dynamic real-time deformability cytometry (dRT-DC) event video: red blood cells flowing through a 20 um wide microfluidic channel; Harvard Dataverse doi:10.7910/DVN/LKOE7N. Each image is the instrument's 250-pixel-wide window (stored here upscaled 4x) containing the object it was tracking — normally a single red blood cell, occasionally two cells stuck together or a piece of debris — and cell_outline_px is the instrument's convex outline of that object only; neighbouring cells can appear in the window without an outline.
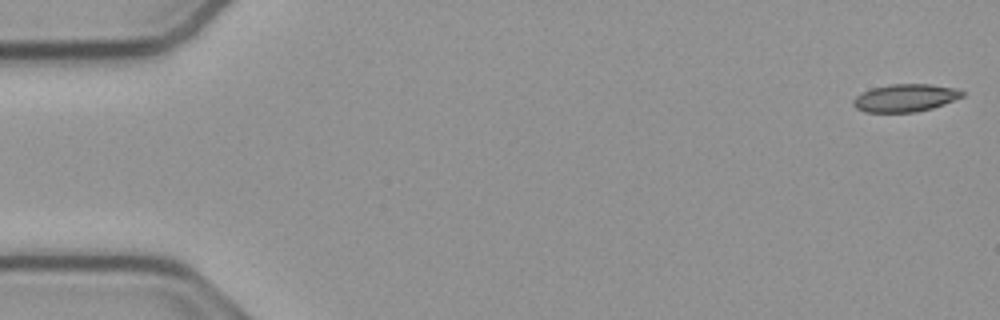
{"species": "common noctule bat (a hibernating species)", "species_latin": "Nyctalus noctula", "temperature_condition": "cold", "stored_images_in_passage": 54, "camera_frame_rate_fps": 3000, "um_per_image_px": 0.085, "animal": {"sex": "male", "body_mass_g": 23.1, "forearm_length_mm": 52.7}, "frame": {"image": 1, "passage_image": 1, "time_ms": 0.0, "image_size_px": [1000, 320], "cell_outline_px": [[964, 96], [944, 104], [932, 108], [916, 112], [864, 112], [856, 108], [852, 104], [852, 100], [856, 96], [872, 88], [892, 84], [932, 84], [960, 88], [964, 92]], "centroid_in_image_um": [76.98, 8.32], "position_along_channel_um": 8.0, "area_um2": 17.69}}
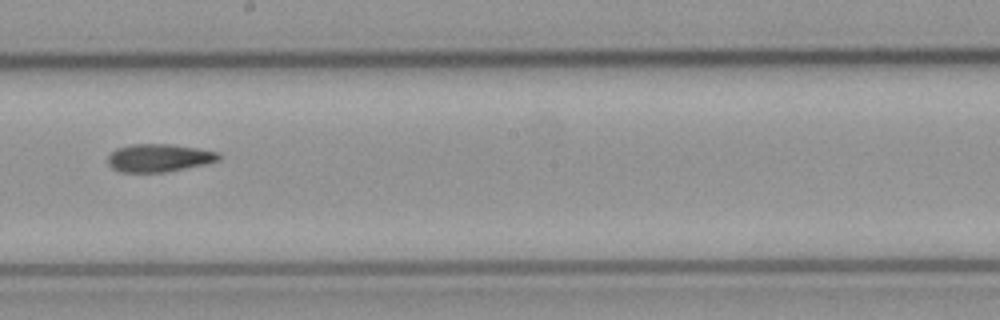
{"frame": {"image": 2, "passage_image": 30, "time_ms": 9.667, "image_size_px": [1000, 320], "cell_outline_px": [[220, 160], [208, 164], [164, 172], [120, 172], [112, 168], [108, 164], [108, 156], [116, 148], [132, 144], [172, 144], [220, 152]], "centroid_in_image_um": [13.53, 13.42], "position_along_channel_um": 234.7, "area_um2": 18.15}}
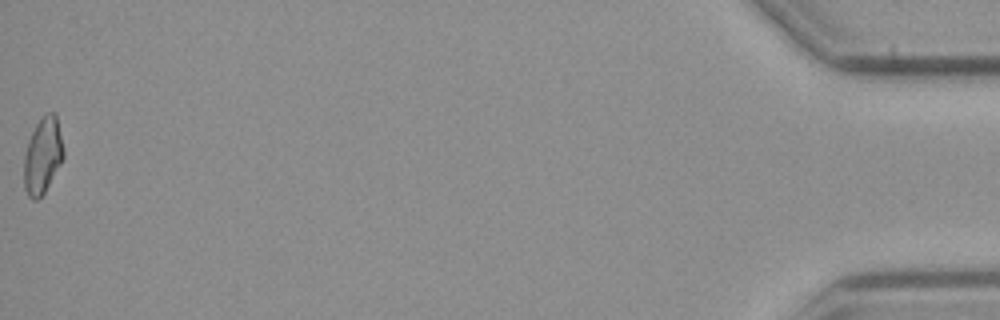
{"frame": {"image": 3, "passage_image": 54, "time_ms": 17.667, "image_size_px": [1000, 320], "cell_outline_px": [[64, 156], [60, 164], [44, 192], [36, 200], [32, 200], [28, 196], [24, 188], [24, 156], [28, 140], [40, 116], [44, 112], [56, 112], [64, 148]], "centroid_in_image_um": [3.63, 13.17], "position_along_channel_um": 431.6, "area_um2": 17.69}}